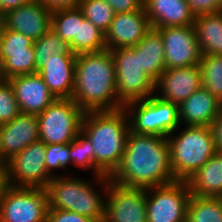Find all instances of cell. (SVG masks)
<instances>
[{"instance_id": "1", "label": "cell", "mask_w": 222, "mask_h": 222, "mask_svg": "<svg viewBox=\"0 0 222 222\" xmlns=\"http://www.w3.org/2000/svg\"><path fill=\"white\" fill-rule=\"evenodd\" d=\"M109 178L119 185L145 189L176 181L167 137L130 130L120 164Z\"/></svg>"}, {"instance_id": "2", "label": "cell", "mask_w": 222, "mask_h": 222, "mask_svg": "<svg viewBox=\"0 0 222 222\" xmlns=\"http://www.w3.org/2000/svg\"><path fill=\"white\" fill-rule=\"evenodd\" d=\"M71 99L84 112L124 107L116 93L115 63L110 50L77 54Z\"/></svg>"}, {"instance_id": "3", "label": "cell", "mask_w": 222, "mask_h": 222, "mask_svg": "<svg viewBox=\"0 0 222 222\" xmlns=\"http://www.w3.org/2000/svg\"><path fill=\"white\" fill-rule=\"evenodd\" d=\"M129 131V117L124 107L84 113L81 132L93 145L95 167L104 176H110L119 166Z\"/></svg>"}, {"instance_id": "4", "label": "cell", "mask_w": 222, "mask_h": 222, "mask_svg": "<svg viewBox=\"0 0 222 222\" xmlns=\"http://www.w3.org/2000/svg\"><path fill=\"white\" fill-rule=\"evenodd\" d=\"M185 127L181 133L167 137L171 169L180 181H187L217 152L211 127Z\"/></svg>"}, {"instance_id": "5", "label": "cell", "mask_w": 222, "mask_h": 222, "mask_svg": "<svg viewBox=\"0 0 222 222\" xmlns=\"http://www.w3.org/2000/svg\"><path fill=\"white\" fill-rule=\"evenodd\" d=\"M94 187L86 179L54 176L46 188L49 209L72 211L95 222H103L105 200Z\"/></svg>"}, {"instance_id": "6", "label": "cell", "mask_w": 222, "mask_h": 222, "mask_svg": "<svg viewBox=\"0 0 222 222\" xmlns=\"http://www.w3.org/2000/svg\"><path fill=\"white\" fill-rule=\"evenodd\" d=\"M124 108L128 113L130 130L136 134L168 137L180 127L178 105L155 94L131 102Z\"/></svg>"}, {"instance_id": "7", "label": "cell", "mask_w": 222, "mask_h": 222, "mask_svg": "<svg viewBox=\"0 0 222 222\" xmlns=\"http://www.w3.org/2000/svg\"><path fill=\"white\" fill-rule=\"evenodd\" d=\"M110 51L115 63L116 93L124 107L155 94V82L142 71L140 55L133 47Z\"/></svg>"}, {"instance_id": "8", "label": "cell", "mask_w": 222, "mask_h": 222, "mask_svg": "<svg viewBox=\"0 0 222 222\" xmlns=\"http://www.w3.org/2000/svg\"><path fill=\"white\" fill-rule=\"evenodd\" d=\"M84 111L71 99H56L37 115L39 140L48 144H67L81 132Z\"/></svg>"}, {"instance_id": "9", "label": "cell", "mask_w": 222, "mask_h": 222, "mask_svg": "<svg viewBox=\"0 0 222 222\" xmlns=\"http://www.w3.org/2000/svg\"><path fill=\"white\" fill-rule=\"evenodd\" d=\"M94 178L107 192L103 222H147L145 188L119 185L109 176L94 175Z\"/></svg>"}, {"instance_id": "10", "label": "cell", "mask_w": 222, "mask_h": 222, "mask_svg": "<svg viewBox=\"0 0 222 222\" xmlns=\"http://www.w3.org/2000/svg\"><path fill=\"white\" fill-rule=\"evenodd\" d=\"M146 192L147 222H186L191 197L187 181L176 180Z\"/></svg>"}, {"instance_id": "11", "label": "cell", "mask_w": 222, "mask_h": 222, "mask_svg": "<svg viewBox=\"0 0 222 222\" xmlns=\"http://www.w3.org/2000/svg\"><path fill=\"white\" fill-rule=\"evenodd\" d=\"M46 144L36 141L18 152L6 165L12 187L46 189L53 179L45 166Z\"/></svg>"}, {"instance_id": "12", "label": "cell", "mask_w": 222, "mask_h": 222, "mask_svg": "<svg viewBox=\"0 0 222 222\" xmlns=\"http://www.w3.org/2000/svg\"><path fill=\"white\" fill-rule=\"evenodd\" d=\"M46 189L11 187L0 205V222H47Z\"/></svg>"}, {"instance_id": "13", "label": "cell", "mask_w": 222, "mask_h": 222, "mask_svg": "<svg viewBox=\"0 0 222 222\" xmlns=\"http://www.w3.org/2000/svg\"><path fill=\"white\" fill-rule=\"evenodd\" d=\"M33 43L20 32L4 28L0 47V79L36 73Z\"/></svg>"}, {"instance_id": "14", "label": "cell", "mask_w": 222, "mask_h": 222, "mask_svg": "<svg viewBox=\"0 0 222 222\" xmlns=\"http://www.w3.org/2000/svg\"><path fill=\"white\" fill-rule=\"evenodd\" d=\"M163 40L166 69L198 65L202 52L193 25L155 28Z\"/></svg>"}, {"instance_id": "15", "label": "cell", "mask_w": 222, "mask_h": 222, "mask_svg": "<svg viewBox=\"0 0 222 222\" xmlns=\"http://www.w3.org/2000/svg\"><path fill=\"white\" fill-rule=\"evenodd\" d=\"M39 140L37 115L20 113L0 125V163H7L18 152Z\"/></svg>"}, {"instance_id": "16", "label": "cell", "mask_w": 222, "mask_h": 222, "mask_svg": "<svg viewBox=\"0 0 222 222\" xmlns=\"http://www.w3.org/2000/svg\"><path fill=\"white\" fill-rule=\"evenodd\" d=\"M152 29L145 10L115 13L109 30L105 33L106 48L134 47Z\"/></svg>"}, {"instance_id": "17", "label": "cell", "mask_w": 222, "mask_h": 222, "mask_svg": "<svg viewBox=\"0 0 222 222\" xmlns=\"http://www.w3.org/2000/svg\"><path fill=\"white\" fill-rule=\"evenodd\" d=\"M51 16L52 12L39 0H33L8 11L3 15V20L5 28L36 41L51 29Z\"/></svg>"}, {"instance_id": "18", "label": "cell", "mask_w": 222, "mask_h": 222, "mask_svg": "<svg viewBox=\"0 0 222 222\" xmlns=\"http://www.w3.org/2000/svg\"><path fill=\"white\" fill-rule=\"evenodd\" d=\"M201 86L200 68L193 65L165 69L155 83V91L159 90V98L180 105Z\"/></svg>"}, {"instance_id": "19", "label": "cell", "mask_w": 222, "mask_h": 222, "mask_svg": "<svg viewBox=\"0 0 222 222\" xmlns=\"http://www.w3.org/2000/svg\"><path fill=\"white\" fill-rule=\"evenodd\" d=\"M8 81L21 113L38 115L56 100L38 73L16 76Z\"/></svg>"}, {"instance_id": "20", "label": "cell", "mask_w": 222, "mask_h": 222, "mask_svg": "<svg viewBox=\"0 0 222 222\" xmlns=\"http://www.w3.org/2000/svg\"><path fill=\"white\" fill-rule=\"evenodd\" d=\"M76 57L55 54L37 71L56 99L72 98Z\"/></svg>"}, {"instance_id": "21", "label": "cell", "mask_w": 222, "mask_h": 222, "mask_svg": "<svg viewBox=\"0 0 222 222\" xmlns=\"http://www.w3.org/2000/svg\"><path fill=\"white\" fill-rule=\"evenodd\" d=\"M180 125L207 126L219 116V101L201 86L189 98L178 105Z\"/></svg>"}, {"instance_id": "22", "label": "cell", "mask_w": 222, "mask_h": 222, "mask_svg": "<svg viewBox=\"0 0 222 222\" xmlns=\"http://www.w3.org/2000/svg\"><path fill=\"white\" fill-rule=\"evenodd\" d=\"M152 29L193 25L195 16L187 0H144Z\"/></svg>"}, {"instance_id": "23", "label": "cell", "mask_w": 222, "mask_h": 222, "mask_svg": "<svg viewBox=\"0 0 222 222\" xmlns=\"http://www.w3.org/2000/svg\"><path fill=\"white\" fill-rule=\"evenodd\" d=\"M187 182L192 195L222 198V153L216 152Z\"/></svg>"}, {"instance_id": "24", "label": "cell", "mask_w": 222, "mask_h": 222, "mask_svg": "<svg viewBox=\"0 0 222 222\" xmlns=\"http://www.w3.org/2000/svg\"><path fill=\"white\" fill-rule=\"evenodd\" d=\"M133 48L137 51V55H140L142 71L156 83L166 69L165 50L160 34L155 29H151Z\"/></svg>"}, {"instance_id": "25", "label": "cell", "mask_w": 222, "mask_h": 222, "mask_svg": "<svg viewBox=\"0 0 222 222\" xmlns=\"http://www.w3.org/2000/svg\"><path fill=\"white\" fill-rule=\"evenodd\" d=\"M193 27L202 55H222V12L196 16Z\"/></svg>"}, {"instance_id": "26", "label": "cell", "mask_w": 222, "mask_h": 222, "mask_svg": "<svg viewBox=\"0 0 222 222\" xmlns=\"http://www.w3.org/2000/svg\"><path fill=\"white\" fill-rule=\"evenodd\" d=\"M74 54L100 52L106 48L105 33L87 20L78 7V38L70 43Z\"/></svg>"}, {"instance_id": "27", "label": "cell", "mask_w": 222, "mask_h": 222, "mask_svg": "<svg viewBox=\"0 0 222 222\" xmlns=\"http://www.w3.org/2000/svg\"><path fill=\"white\" fill-rule=\"evenodd\" d=\"M186 222H222V198L198 197L191 194Z\"/></svg>"}, {"instance_id": "28", "label": "cell", "mask_w": 222, "mask_h": 222, "mask_svg": "<svg viewBox=\"0 0 222 222\" xmlns=\"http://www.w3.org/2000/svg\"><path fill=\"white\" fill-rule=\"evenodd\" d=\"M33 47L35 51L36 73L55 54L76 55L73 53L70 44L62 40L51 29L38 40L34 41Z\"/></svg>"}, {"instance_id": "29", "label": "cell", "mask_w": 222, "mask_h": 222, "mask_svg": "<svg viewBox=\"0 0 222 222\" xmlns=\"http://www.w3.org/2000/svg\"><path fill=\"white\" fill-rule=\"evenodd\" d=\"M198 66L202 86L219 100L222 96V55H202Z\"/></svg>"}, {"instance_id": "30", "label": "cell", "mask_w": 222, "mask_h": 222, "mask_svg": "<svg viewBox=\"0 0 222 222\" xmlns=\"http://www.w3.org/2000/svg\"><path fill=\"white\" fill-rule=\"evenodd\" d=\"M79 8L84 17L106 33L115 16V11L104 0H81Z\"/></svg>"}, {"instance_id": "31", "label": "cell", "mask_w": 222, "mask_h": 222, "mask_svg": "<svg viewBox=\"0 0 222 222\" xmlns=\"http://www.w3.org/2000/svg\"><path fill=\"white\" fill-rule=\"evenodd\" d=\"M70 159L73 165L83 168L84 170L92 168L95 176H104L95 167L93 145L82 132L70 142Z\"/></svg>"}, {"instance_id": "32", "label": "cell", "mask_w": 222, "mask_h": 222, "mask_svg": "<svg viewBox=\"0 0 222 222\" xmlns=\"http://www.w3.org/2000/svg\"><path fill=\"white\" fill-rule=\"evenodd\" d=\"M51 30L69 44L78 38V7L52 12Z\"/></svg>"}, {"instance_id": "33", "label": "cell", "mask_w": 222, "mask_h": 222, "mask_svg": "<svg viewBox=\"0 0 222 222\" xmlns=\"http://www.w3.org/2000/svg\"><path fill=\"white\" fill-rule=\"evenodd\" d=\"M20 113L12 85L0 79V125L12 121Z\"/></svg>"}, {"instance_id": "34", "label": "cell", "mask_w": 222, "mask_h": 222, "mask_svg": "<svg viewBox=\"0 0 222 222\" xmlns=\"http://www.w3.org/2000/svg\"><path fill=\"white\" fill-rule=\"evenodd\" d=\"M71 164L70 159V143L67 144H48L45 151V166L47 172L51 176H57L53 170L62 169L66 170ZM53 173V174H52Z\"/></svg>"}, {"instance_id": "35", "label": "cell", "mask_w": 222, "mask_h": 222, "mask_svg": "<svg viewBox=\"0 0 222 222\" xmlns=\"http://www.w3.org/2000/svg\"><path fill=\"white\" fill-rule=\"evenodd\" d=\"M47 222H95L93 219L72 211L48 209Z\"/></svg>"}, {"instance_id": "36", "label": "cell", "mask_w": 222, "mask_h": 222, "mask_svg": "<svg viewBox=\"0 0 222 222\" xmlns=\"http://www.w3.org/2000/svg\"><path fill=\"white\" fill-rule=\"evenodd\" d=\"M194 16L220 12L221 0H187Z\"/></svg>"}, {"instance_id": "37", "label": "cell", "mask_w": 222, "mask_h": 222, "mask_svg": "<svg viewBox=\"0 0 222 222\" xmlns=\"http://www.w3.org/2000/svg\"><path fill=\"white\" fill-rule=\"evenodd\" d=\"M115 13L132 12L144 9V0H104Z\"/></svg>"}, {"instance_id": "38", "label": "cell", "mask_w": 222, "mask_h": 222, "mask_svg": "<svg viewBox=\"0 0 222 222\" xmlns=\"http://www.w3.org/2000/svg\"><path fill=\"white\" fill-rule=\"evenodd\" d=\"M51 12L79 7L81 0H39Z\"/></svg>"}, {"instance_id": "39", "label": "cell", "mask_w": 222, "mask_h": 222, "mask_svg": "<svg viewBox=\"0 0 222 222\" xmlns=\"http://www.w3.org/2000/svg\"><path fill=\"white\" fill-rule=\"evenodd\" d=\"M216 151L222 153V113L211 124Z\"/></svg>"}, {"instance_id": "40", "label": "cell", "mask_w": 222, "mask_h": 222, "mask_svg": "<svg viewBox=\"0 0 222 222\" xmlns=\"http://www.w3.org/2000/svg\"><path fill=\"white\" fill-rule=\"evenodd\" d=\"M11 187L7 165L5 163H0V205Z\"/></svg>"}, {"instance_id": "41", "label": "cell", "mask_w": 222, "mask_h": 222, "mask_svg": "<svg viewBox=\"0 0 222 222\" xmlns=\"http://www.w3.org/2000/svg\"><path fill=\"white\" fill-rule=\"evenodd\" d=\"M33 0H0V16H3L8 11L16 9L21 5L27 4Z\"/></svg>"}, {"instance_id": "42", "label": "cell", "mask_w": 222, "mask_h": 222, "mask_svg": "<svg viewBox=\"0 0 222 222\" xmlns=\"http://www.w3.org/2000/svg\"><path fill=\"white\" fill-rule=\"evenodd\" d=\"M4 28H5V24H4L3 16H0V47H1V37L3 34Z\"/></svg>"}, {"instance_id": "43", "label": "cell", "mask_w": 222, "mask_h": 222, "mask_svg": "<svg viewBox=\"0 0 222 222\" xmlns=\"http://www.w3.org/2000/svg\"><path fill=\"white\" fill-rule=\"evenodd\" d=\"M219 113H222V96L219 98Z\"/></svg>"}, {"instance_id": "44", "label": "cell", "mask_w": 222, "mask_h": 222, "mask_svg": "<svg viewBox=\"0 0 222 222\" xmlns=\"http://www.w3.org/2000/svg\"><path fill=\"white\" fill-rule=\"evenodd\" d=\"M220 12H222V0L220 2Z\"/></svg>"}]
</instances>
